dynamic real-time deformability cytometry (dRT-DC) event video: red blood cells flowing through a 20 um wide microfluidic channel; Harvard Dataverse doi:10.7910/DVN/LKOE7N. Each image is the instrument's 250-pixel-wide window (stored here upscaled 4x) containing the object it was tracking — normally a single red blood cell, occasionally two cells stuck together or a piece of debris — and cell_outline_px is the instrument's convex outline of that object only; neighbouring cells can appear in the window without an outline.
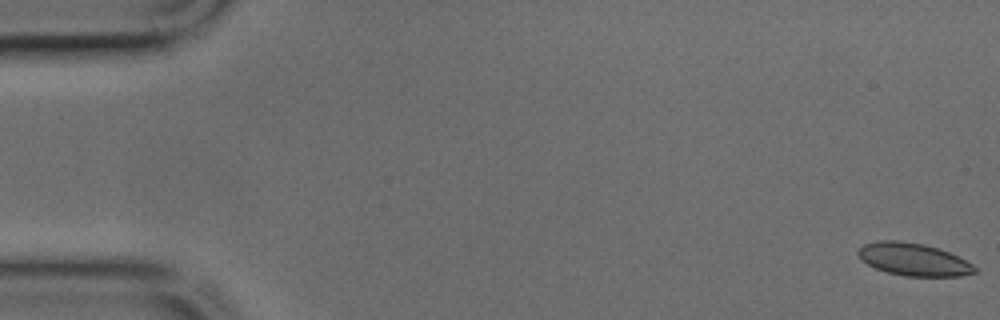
{"species": "common noctule bat (a hibernating species)", "species_latin": "Nyctalus noctula", "temperature_condition": "cold", "stored_images_in_passage": 45, "camera_frame_rate_fps": 3000, "um_per_image_px": 0.085, "animal": {"sex": "male", "body_mass_g": 17.9, "forearm_length_mm": 54.2}, "frame": {"image": 1, "passage_image": 1, "time_ms": 0.0, "image_size_px": [1000, 320], "cell_outline_px": [[976, 272], [960, 276], [904, 276], [888, 272], [876, 268], [860, 260], [856, 252], [864, 244], [876, 240], [900, 240], [924, 244], [948, 252], [972, 264], [976, 268]], "centroid_in_image_um": [77.59, 22.04], "position_along_channel_um": 7.4, "area_um2": 22.02}}
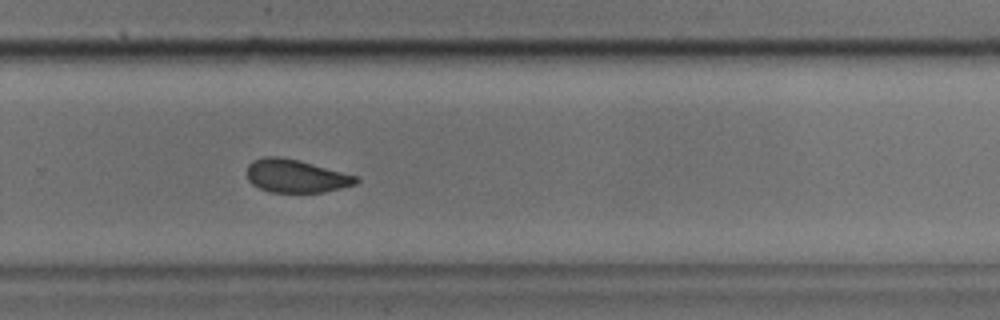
{"frame": {"image": 2, "passage_image": 30, "time_ms": 9.667, "image_size_px": [1000, 320], "cell_outline_px": [[360, 180], [356, 184], [324, 192], [268, 192], [252, 184], [248, 180], [248, 164], [252, 160], [264, 156], [280, 156], [300, 160], [356, 176]], "centroid_in_image_um": [25.13, 14.95], "position_along_channel_um": 304.7, "area_um2": 21.04}}
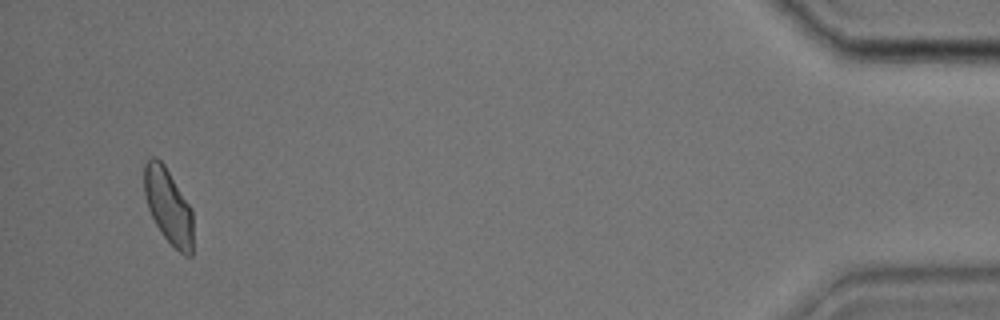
{"frame": {"image": 3, "passage_image": 43, "time_ms": 14.0, "image_size_px": [1000, 320], "cell_outline_px": [[192, 256], [184, 256], [160, 232], [148, 208], [144, 196], [144, 164], [152, 156], [156, 156], [164, 164], [192, 208]], "centroid_in_image_um": [14.3, 17.5], "position_along_channel_um": 420.9, "area_um2": 21.39}}